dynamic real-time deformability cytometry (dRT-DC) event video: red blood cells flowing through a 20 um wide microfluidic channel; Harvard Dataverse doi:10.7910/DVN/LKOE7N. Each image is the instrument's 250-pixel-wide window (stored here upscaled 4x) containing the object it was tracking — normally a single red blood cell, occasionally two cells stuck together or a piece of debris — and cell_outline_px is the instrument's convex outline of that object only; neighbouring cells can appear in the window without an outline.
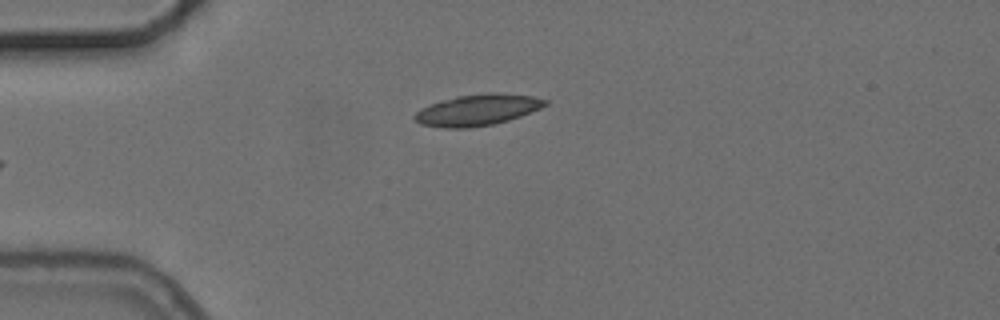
{"species": "common noctule bat (a hibernating species)", "species_latin": "Nyctalus noctula", "temperature_condition": "cold", "stored_images_in_passage": 6, "camera_frame_rate_fps": 3000, "um_per_image_px": 0.085, "animal": {"sex": "female", "body_mass_g": 24.6, "forearm_length_mm": 56.2}, "frame": {"image": 1, "passage_image": 6, "time_ms": 6.0, "image_size_px": [1000, 320], "cell_outline_px": [[548, 104], [540, 108], [520, 116], [496, 124], [468, 128], [444, 128], [420, 124], [412, 120], [412, 116], [420, 108], [440, 100], [456, 96], [488, 92], [500, 92], [532, 96], [548, 100]], "centroid_in_image_um": [40.54, 9.34], "position_along_channel_um": 44.5, "area_um2": 24.1}}